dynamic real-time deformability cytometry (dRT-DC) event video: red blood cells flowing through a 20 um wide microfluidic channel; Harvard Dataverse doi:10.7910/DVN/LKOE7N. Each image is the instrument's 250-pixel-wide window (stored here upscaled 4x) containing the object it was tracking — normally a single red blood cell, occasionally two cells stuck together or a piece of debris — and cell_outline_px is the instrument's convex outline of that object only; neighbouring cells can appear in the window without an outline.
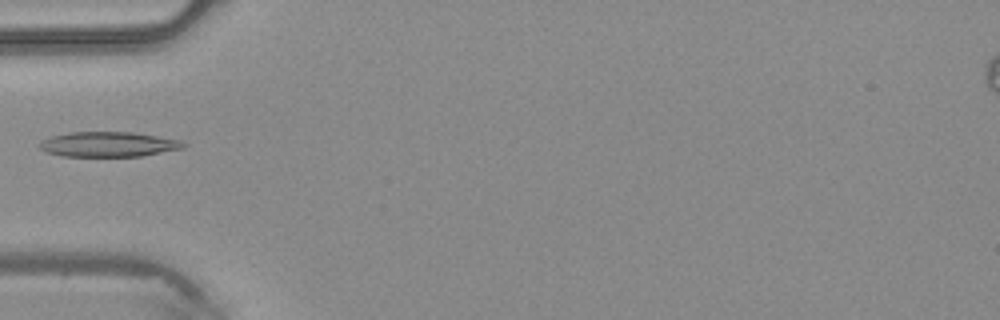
{"species": "common noctule bat (a hibernating species)", "species_latin": "Nyctalus noctula", "temperature_condition": "warm", "stored_images_in_passage": 4, "camera_frame_rate_fps": 3000, "um_per_image_px": 0.085, "animal": {"sex": "male", "body_mass_g": 20.4}, "frame": {"image": 1, "passage_image": 4, "time_ms": 1.0, "image_size_px": [1000, 320], "cell_outline_px": [[188, 144], [184, 148], [144, 156], [60, 156], [44, 152], [36, 144], [40, 140], [52, 136], [72, 132], [132, 132], [180, 140]], "centroid_in_image_um": [9.18, 12.27], "position_along_channel_um": 75.8, "area_um2": 21.15}}